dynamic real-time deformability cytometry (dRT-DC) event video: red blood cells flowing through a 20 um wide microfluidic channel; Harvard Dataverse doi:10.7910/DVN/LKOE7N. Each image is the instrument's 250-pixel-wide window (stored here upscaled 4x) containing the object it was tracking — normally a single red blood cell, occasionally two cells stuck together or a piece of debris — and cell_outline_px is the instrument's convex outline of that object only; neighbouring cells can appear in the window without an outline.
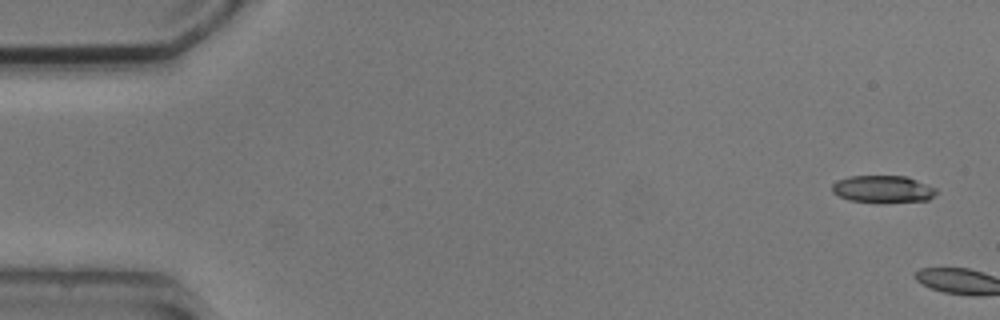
{"species": "common noctule bat (a hibernating species)", "species_latin": "Nyctalus noctula", "temperature_condition": "cold", "stored_images_in_passage": 6, "segment_of_instrument_passage": [1, 2], "camera_frame_rate_fps": 3000, "um_per_image_px": 0.085, "animal": {"sex": "male", "body_mass_g": 20.5, "forearm_length_mm": 52.5}, "frame": {"image": 1, "passage_image": 1, "time_ms": 0.0, "image_size_px": [1000, 320], "cell_outline_px": [[936, 192], [928, 200], [880, 204], [848, 200], [832, 192], [832, 184], [836, 180], [848, 176], [908, 176], [936, 188]], "centroid_in_image_um": [75.02, 16.09], "position_along_channel_um": 10.0, "area_um2": 16.94}}
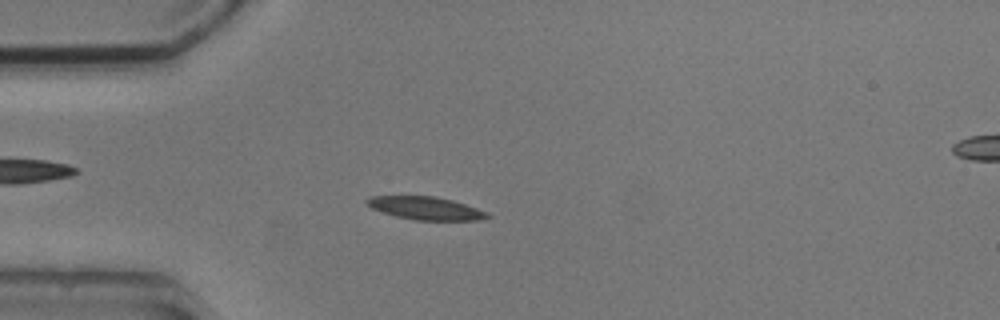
{"frame": {"image": 2, "passage_image": 5, "time_ms": 5.333, "image_size_px": [1000, 320], "cell_outline_px": [[492, 216], [476, 220], [416, 220], [396, 216], [372, 208], [364, 200], [368, 196], [436, 196], [452, 200], [488, 212]], "centroid_in_image_um": [36.18, 17.69], "position_along_channel_um": 48.8, "area_um2": 15.95}}